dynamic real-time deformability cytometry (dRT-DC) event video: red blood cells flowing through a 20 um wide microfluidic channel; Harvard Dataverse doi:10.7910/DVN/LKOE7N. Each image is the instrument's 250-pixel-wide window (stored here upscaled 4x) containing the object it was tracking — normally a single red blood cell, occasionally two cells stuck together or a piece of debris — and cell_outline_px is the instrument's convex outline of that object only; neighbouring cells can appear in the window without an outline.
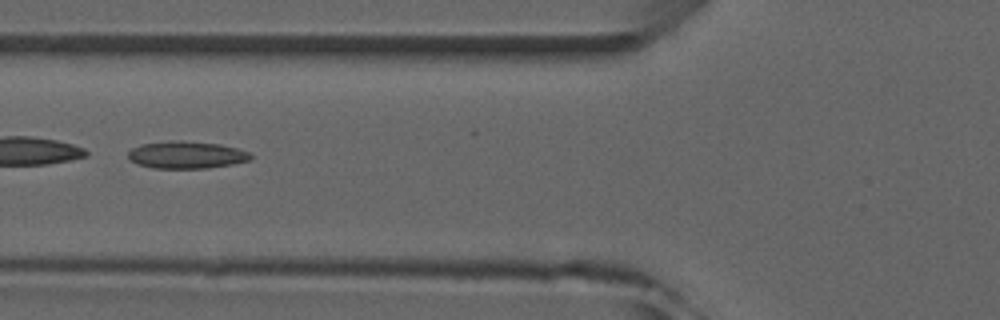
{"species": "common noctule bat (a hibernating species)", "species_latin": "Nyctalus noctula", "temperature_condition": "room temperature", "stored_images_in_passage": 6, "camera_frame_rate_fps": 3000, "um_per_image_px": 0.085, "animal": {"sex": "male", "forearm_length_mm": 52.5}, "frame": {"image": 1, "passage_image": 5, "time_ms": 4.667, "image_size_px": [1000, 320], "cell_outline_px": [[252, 156], [248, 160], [232, 164], [208, 168], [152, 168], [140, 164], [132, 160], [128, 156], [128, 152], [132, 148], [140, 144], [176, 140], [184, 140], [220, 144], [236, 148], [248, 152]], "centroid_in_image_um": [15.84, 13.15], "position_along_channel_um": 110.0, "area_um2": 19.31}}
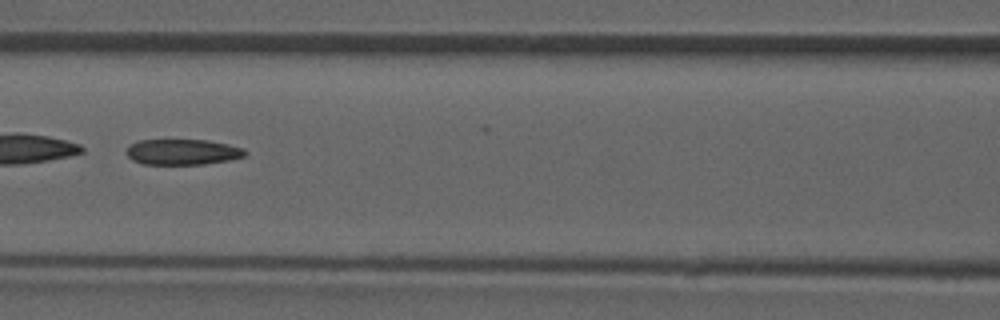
{"frame": {"image": 2, "passage_image": 6, "time_ms": 5.667, "image_size_px": [1000, 320], "cell_outline_px": [[248, 152], [244, 156], [232, 160], [204, 164], [144, 164], [132, 160], [124, 152], [128, 144], [140, 140], [208, 140], [228, 144], [244, 148]], "centroid_in_image_um": [15.51, 12.91], "position_along_channel_um": 151.1, "area_um2": 17.98}}